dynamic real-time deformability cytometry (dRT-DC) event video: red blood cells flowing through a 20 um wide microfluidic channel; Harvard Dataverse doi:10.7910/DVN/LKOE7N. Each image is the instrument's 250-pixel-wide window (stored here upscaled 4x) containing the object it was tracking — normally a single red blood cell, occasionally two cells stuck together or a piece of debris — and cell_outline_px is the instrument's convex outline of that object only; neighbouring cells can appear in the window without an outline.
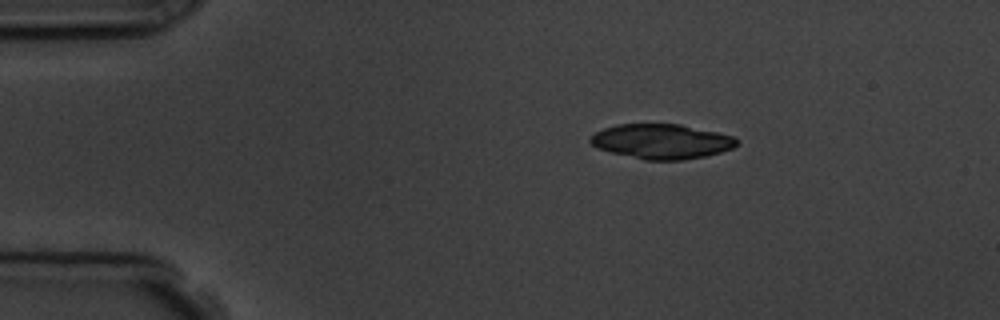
{"species": "common noctule bat (a hibernating species)", "species_latin": "Nyctalus noctula", "temperature_condition": "room temperature", "stored_images_in_passage": 5, "camera_frame_rate_fps": 3000, "um_per_image_px": 0.085, "animal": {"sex": "male", "body_mass_g": 19.5, "forearm_length_mm": 54.6}, "frame": {"image": 1, "passage_image": 2, "time_ms": 1.0, "image_size_px": [1000, 320], "cell_outline_px": [[740, 140], [732, 148], [720, 152], [704, 156], [680, 160], [644, 160], [596, 148], [588, 140], [596, 132], [604, 128], [616, 124], [680, 124], [716, 132], [732, 136]], "centroid_in_image_um": [56.21, 12.02], "position_along_channel_um": 28.8, "area_um2": 29.48}}